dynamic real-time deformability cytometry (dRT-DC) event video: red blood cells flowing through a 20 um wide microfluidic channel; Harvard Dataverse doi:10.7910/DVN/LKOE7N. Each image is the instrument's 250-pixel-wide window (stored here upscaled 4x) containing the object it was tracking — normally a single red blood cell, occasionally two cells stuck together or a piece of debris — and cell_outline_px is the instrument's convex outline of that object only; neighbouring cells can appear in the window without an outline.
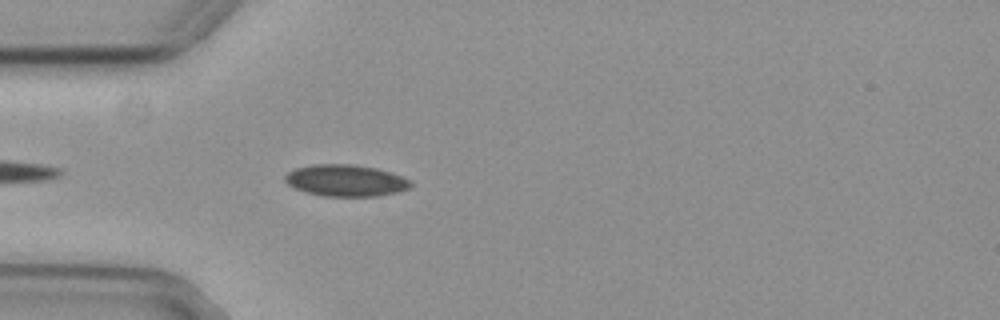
{"species": "common noctule bat (a hibernating species)", "species_latin": "Nyctalus noctula", "temperature_condition": "cold", "stored_images_in_passage": 8, "camera_frame_rate_fps": 3000, "um_per_image_px": 0.085, "animal": {"sex": "female", "body_mass_g": 29.2, "forearm_length_mm": 56.3}, "frame": {"image": 1, "passage_image": 4, "time_ms": 1.0, "image_size_px": [1000, 320], "cell_outline_px": [[412, 184], [408, 188], [396, 192], [380, 196], [324, 196], [304, 192], [288, 184], [284, 180], [284, 176], [288, 172], [296, 168], [312, 164], [352, 164], [376, 168], [392, 172], [412, 180]], "centroid_in_image_um": [29.39, 15.34], "position_along_channel_um": 55.6, "area_um2": 23.29}}